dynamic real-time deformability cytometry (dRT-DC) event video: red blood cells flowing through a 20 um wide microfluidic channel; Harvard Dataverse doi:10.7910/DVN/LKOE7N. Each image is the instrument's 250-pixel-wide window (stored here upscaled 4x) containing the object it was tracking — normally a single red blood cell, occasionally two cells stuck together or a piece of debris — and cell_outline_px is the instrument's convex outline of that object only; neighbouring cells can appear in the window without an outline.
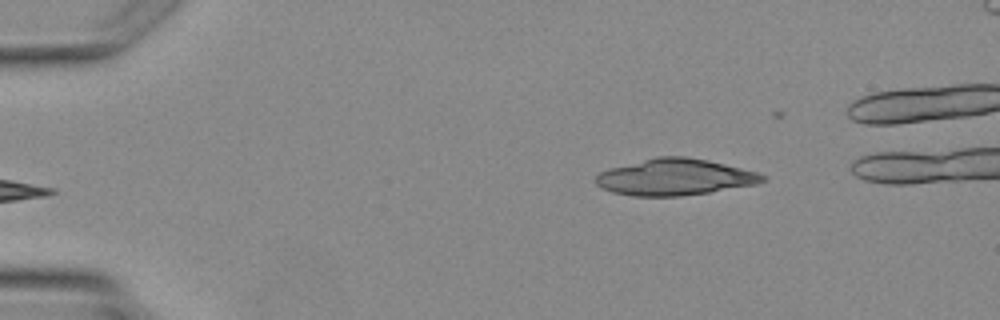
{"species": "Egyptian fruit bat (a non-hibernating species)", "species_latin": "Rousettus aegyptiacus", "temperature_condition": "warm", "stored_images_in_passage": 3, "camera_frame_rate_fps": 3000, "um_per_image_px": 0.085, "animal": {"sex": "female"}, "frame": {"image": 1, "passage_image": 1, "time_ms": 0.0, "image_size_px": [1000, 320], "cell_outline_px": [[768, 176], [764, 180], [756, 184], [708, 192], [680, 196], [632, 196], [612, 192], [600, 188], [596, 184], [596, 176], [600, 172], [608, 168], [656, 156], [688, 156], [708, 160], [760, 172]], "centroid_in_image_um": [57.35, 15.04], "position_along_channel_um": 27.6, "area_um2": 35.6}}